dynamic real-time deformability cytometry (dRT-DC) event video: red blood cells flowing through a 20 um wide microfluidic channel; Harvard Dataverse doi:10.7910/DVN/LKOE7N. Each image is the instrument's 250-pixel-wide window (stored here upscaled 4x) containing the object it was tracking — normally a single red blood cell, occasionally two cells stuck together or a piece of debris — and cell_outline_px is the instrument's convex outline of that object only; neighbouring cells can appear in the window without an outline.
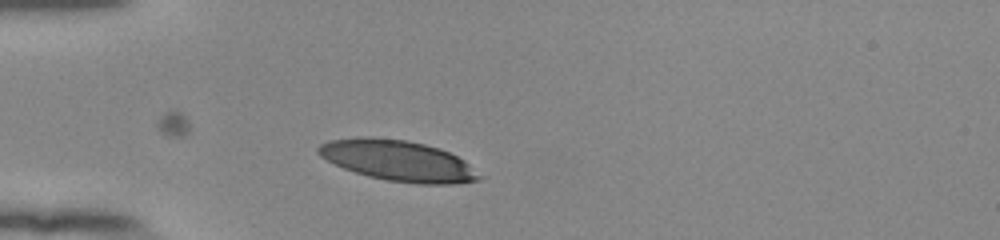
{"species": "human", "species_latin": "Homo sapiens", "temperature_condition": "room temperature", "stored_images_in_passage": 13, "camera_frame_rate_fps": 3000, "um_per_image_px": 0.085, "donor": {"sex": "female"}, "frame": {"image": 1, "passage_image": 2, "time_ms": 0.333, "image_size_px": [1000, 240], "cell_outline_px": [[484, 176], [480, 180], [452, 184], [420, 184], [388, 180], [368, 176], [344, 168], [320, 156], [316, 152], [316, 148], [320, 144], [328, 140], [356, 136], [372, 136], [404, 140], [424, 144], [448, 152], [464, 160]], "centroid_in_image_um": [33.82, 13.65], "position_along_channel_um": 51.2, "area_um2": 38.21}}
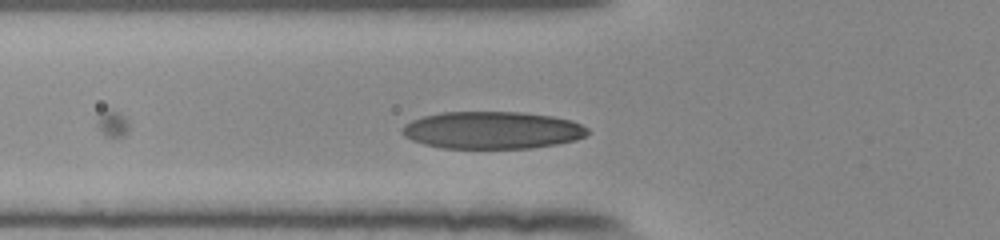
{"frame": {"image": 2, "passage_image": 6, "time_ms": 1.667, "image_size_px": [1000, 240], "cell_outline_px": [[588, 132], [584, 136], [576, 140], [556, 144], [532, 148], [440, 148], [424, 144], [412, 140], [404, 136], [400, 132], [400, 128], [404, 124], [412, 120], [424, 116], [444, 112], [520, 112], [552, 116], [572, 120], [588, 128]], "centroid_in_image_um": [41.81, 11.07], "position_along_channel_um": 84.0, "area_um2": 40.46}}
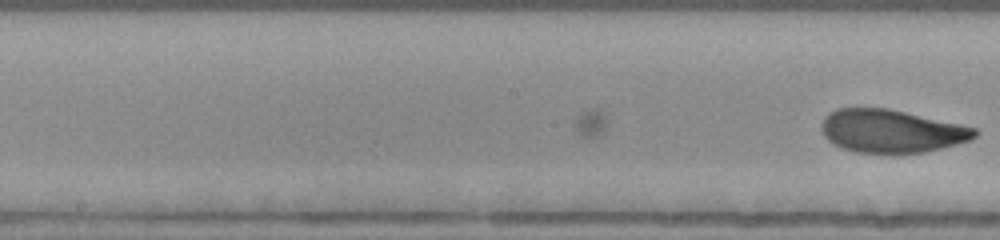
{"frame": {"image": 3, "passage_image": 13, "time_ms": 4.0, "image_size_px": [1000, 240], "cell_outline_px": [[980, 132], [976, 136], [968, 140], [940, 148], [924, 152], [856, 152], [832, 144], [824, 136], [820, 128], [820, 124], [824, 116], [836, 108], [888, 108], [960, 124], [976, 128]], "centroid_in_image_um": [75.72, 11.12], "position_along_channel_um": 172.5, "area_um2": 38.15}}